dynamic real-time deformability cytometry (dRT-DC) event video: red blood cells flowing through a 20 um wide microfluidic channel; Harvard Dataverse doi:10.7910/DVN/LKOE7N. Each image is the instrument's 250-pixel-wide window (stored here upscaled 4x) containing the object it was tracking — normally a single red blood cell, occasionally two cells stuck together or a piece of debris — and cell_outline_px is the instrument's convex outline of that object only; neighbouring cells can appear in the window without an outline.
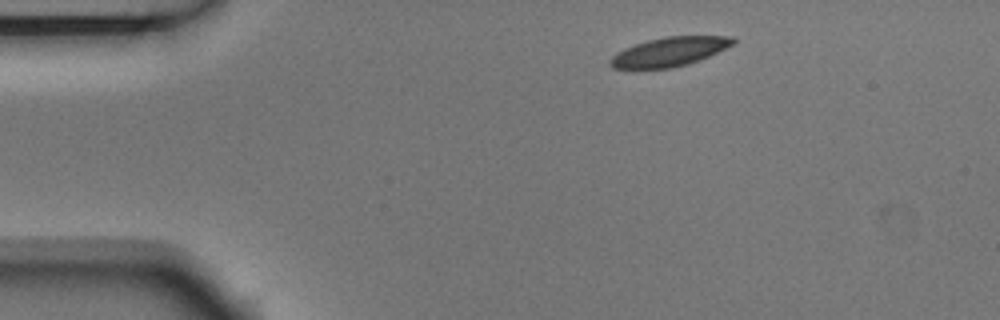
{"species": "Egyptian fruit bat (a non-hibernating species)", "species_latin": "Rousettus aegyptiacus", "temperature_condition": "room temperature", "stored_images_in_passage": 3, "camera_frame_rate_fps": 3000, "um_per_image_px": 0.085, "animal": {"sex": "male"}, "frame": {"image": 1, "passage_image": 1, "time_ms": 0.0, "image_size_px": [1000, 320], "cell_outline_px": [[736, 40], [732, 44], [708, 56], [688, 64], [672, 68], [612, 68], [608, 64], [608, 60], [616, 52], [624, 48], [648, 40], [664, 36], [732, 36]], "centroid_in_image_um": [56.85, 4.39], "position_along_channel_um": 28.2, "area_um2": 20.63}}
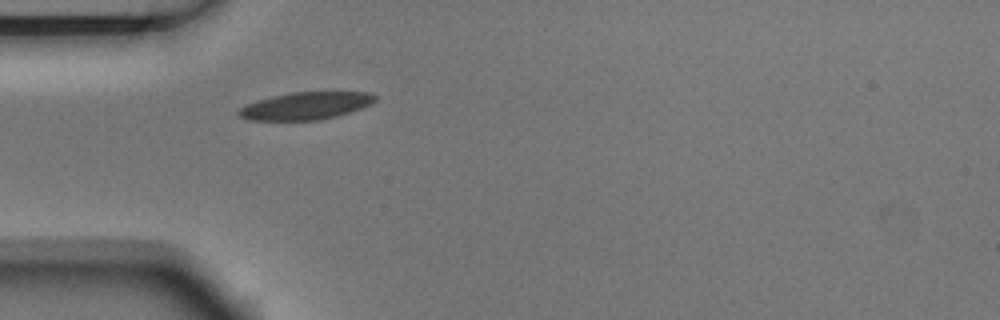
{"frame": {"image": 2, "passage_image": 3, "time_ms": 0.667, "image_size_px": [1000, 320], "cell_outline_px": [[376, 100], [360, 108], [336, 116], [320, 120], [248, 120], [240, 116], [236, 112], [240, 108], [248, 104], [272, 96], [292, 92], [332, 88], [368, 92], [376, 96]], "centroid_in_image_um": [26.07, 8.93], "position_along_channel_um": 58.9, "area_um2": 22.54}}